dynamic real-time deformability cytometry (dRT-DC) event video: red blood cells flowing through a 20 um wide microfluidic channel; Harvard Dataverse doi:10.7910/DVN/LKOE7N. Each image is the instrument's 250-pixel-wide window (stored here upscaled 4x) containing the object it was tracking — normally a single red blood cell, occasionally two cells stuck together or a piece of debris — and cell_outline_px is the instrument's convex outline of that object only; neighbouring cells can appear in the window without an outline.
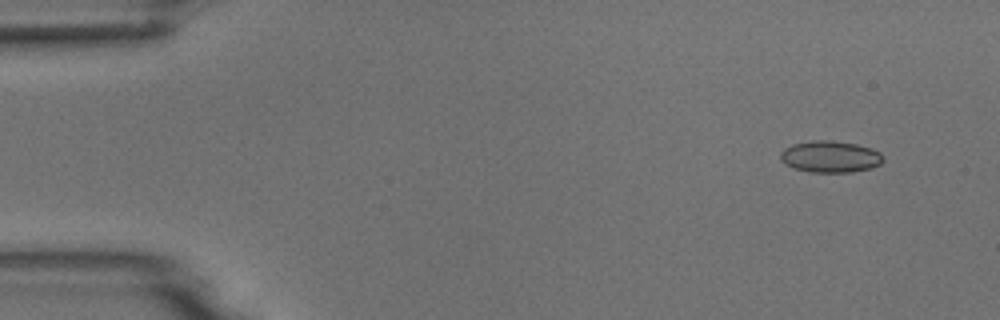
{"species": "common noctule bat (a hibernating species)", "species_latin": "Nyctalus noctula", "temperature_condition": "room temperature", "stored_images_in_passage": 5, "camera_frame_rate_fps": 3000, "um_per_image_px": 0.085, "animal": {"sex": "male", "body_mass_g": 18.8}, "frame": {"image": 1, "passage_image": 1, "time_ms": 0.0, "image_size_px": [1000, 320], "cell_outline_px": [[884, 160], [880, 164], [868, 168], [852, 172], [808, 172], [792, 168], [780, 160], [780, 152], [784, 148], [792, 144], [812, 140], [832, 140], [856, 144], [872, 148], [880, 152]], "centroid_in_image_um": [70.54, 13.31], "position_along_channel_um": 14.5, "area_um2": 19.07}}
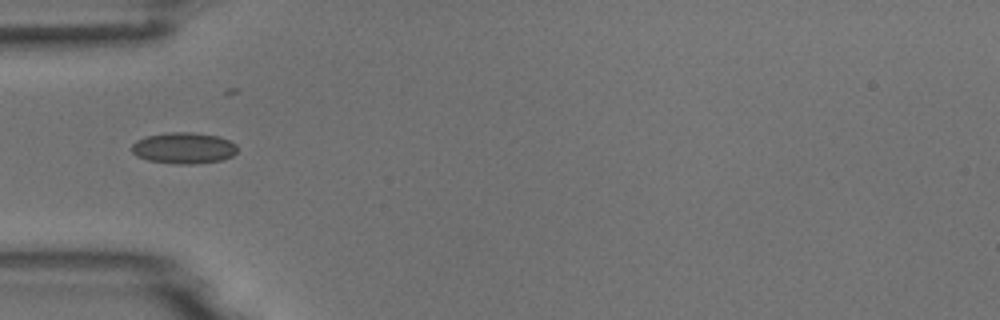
{"frame": {"image": 2, "passage_image": 4, "time_ms": 4.333, "image_size_px": [1000, 320], "cell_outline_px": [[236, 152], [232, 156], [224, 160], [196, 164], [176, 164], [148, 160], [136, 156], [132, 152], [132, 144], [136, 140], [144, 136], [168, 132], [192, 132], [216, 136], [228, 140], [236, 144]], "centroid_in_image_um": [15.6, 12.59], "position_along_channel_um": 69.4, "area_um2": 19.36}}